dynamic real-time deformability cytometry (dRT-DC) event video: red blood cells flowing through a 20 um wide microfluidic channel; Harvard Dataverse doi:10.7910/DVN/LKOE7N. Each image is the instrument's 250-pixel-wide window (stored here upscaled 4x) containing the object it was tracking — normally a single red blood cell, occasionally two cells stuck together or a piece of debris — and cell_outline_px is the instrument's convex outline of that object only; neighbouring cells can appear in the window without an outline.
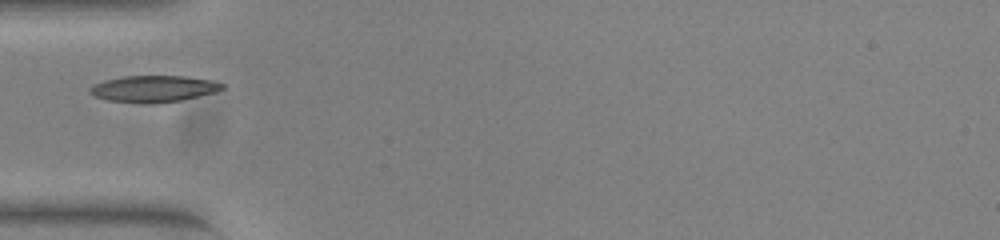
{"species": "common noctule bat (a hibernating species)", "species_latin": "Nyctalus noctula", "temperature_condition": "warm", "stored_images_in_passage": 36, "camera_frame_rate_fps": 3000, "um_per_image_px": 0.085, "animal": {"sex": "female", "body_mass_g": 23.0, "forearm_length_mm": 53.4}, "frame": {"image": 1, "passage_image": 1, "time_ms": 0.0, "image_size_px": [1000, 240], "cell_outline_px": [[224, 88], [216, 92], [180, 100], [156, 104], [140, 104], [108, 100], [92, 96], [88, 92], [88, 88], [104, 80], [124, 76], [184, 76], [212, 80], [224, 84]], "centroid_in_image_um": [13.03, 7.56], "position_along_channel_um": 72.0, "area_um2": 20.69}}
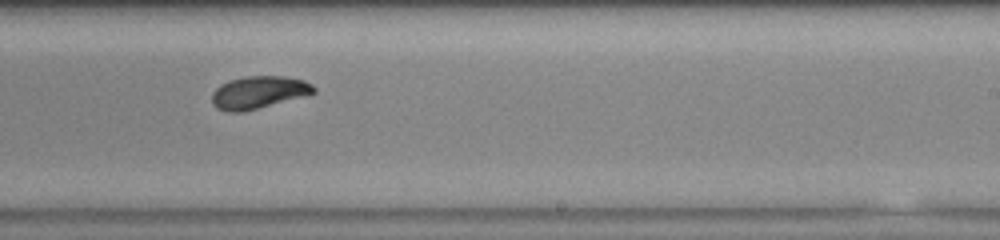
{"frame": {"image": 2, "passage_image": 16, "time_ms": 5.0, "image_size_px": [1000, 240], "cell_outline_px": [[316, 92], [256, 108], [240, 112], [228, 112], [216, 108], [212, 104], [212, 92], [220, 84], [232, 80], [248, 76], [284, 76], [304, 80], [312, 84], [316, 88]], "centroid_in_image_um": [21.95, 7.84], "position_along_channel_um": 267.1, "area_um2": 18.9}}
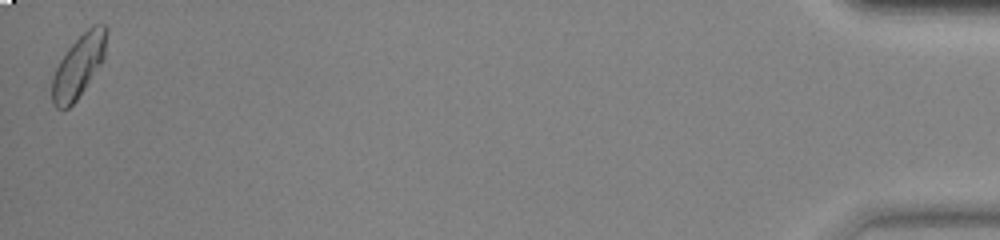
{"frame": {"image": 3, "passage_image": 36, "time_ms": 11.667, "image_size_px": [1000, 240], "cell_outline_px": [[108, 32], [104, 60], [76, 100], [68, 108], [56, 108], [52, 104], [52, 76], [60, 60], [68, 48], [92, 24], [104, 24], [108, 28]], "centroid_in_image_um": [6.7, 5.59], "position_along_channel_um": 428.5, "area_um2": 19.83}}